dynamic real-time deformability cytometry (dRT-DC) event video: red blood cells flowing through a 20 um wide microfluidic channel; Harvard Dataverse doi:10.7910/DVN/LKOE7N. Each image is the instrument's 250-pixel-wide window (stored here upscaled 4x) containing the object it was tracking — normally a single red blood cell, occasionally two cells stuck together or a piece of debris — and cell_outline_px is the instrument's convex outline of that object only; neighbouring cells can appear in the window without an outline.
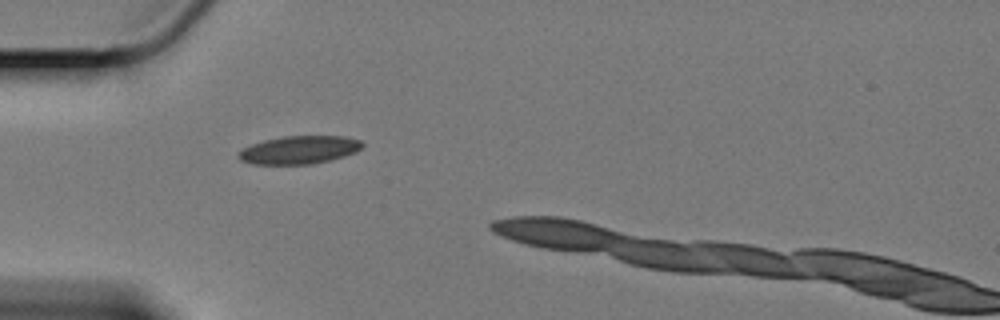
{"species": "Egyptian fruit bat (a non-hibernating species)", "species_latin": "Rousettus aegyptiacus", "temperature_condition": "cold", "stored_images_in_passage": 37, "camera_frame_rate_fps": 3000, "um_per_image_px": 0.085, "animal": {"sex": "female"}, "frame": {"image": 1, "passage_image": 1, "time_ms": 0.0, "image_size_px": [1000, 320], "cell_outline_px": [[364, 144], [356, 152], [344, 156], [312, 164], [252, 164], [240, 160], [236, 156], [236, 152], [252, 144], [264, 140], [284, 136], [344, 136], [360, 140]], "centroid_in_image_um": [25.4, 12.74], "position_along_channel_um": 59.6, "area_um2": 20.23}}
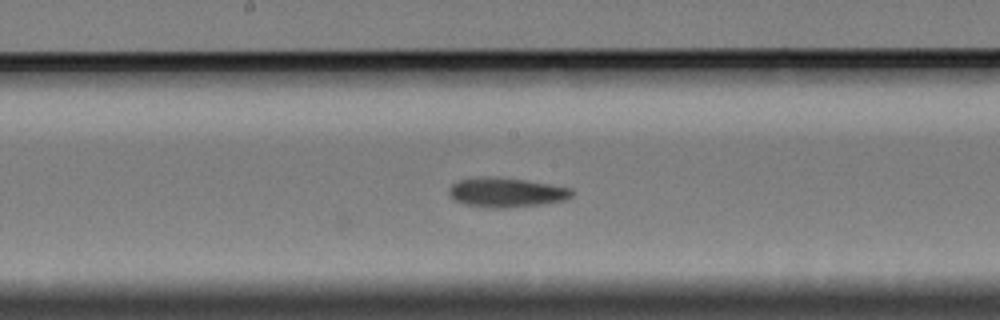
{"frame": {"image": 2, "passage_image": 10, "time_ms": 3.0, "image_size_px": [1000, 320], "cell_outline_px": [[572, 196], [564, 200], [544, 204], [504, 208], [492, 208], [464, 204], [452, 200], [448, 196], [448, 188], [456, 180], [484, 176], [496, 176], [524, 180], [572, 188]], "centroid_in_image_um": [42.96, 16.35], "position_along_channel_um": 205.2, "area_um2": 21.39}}
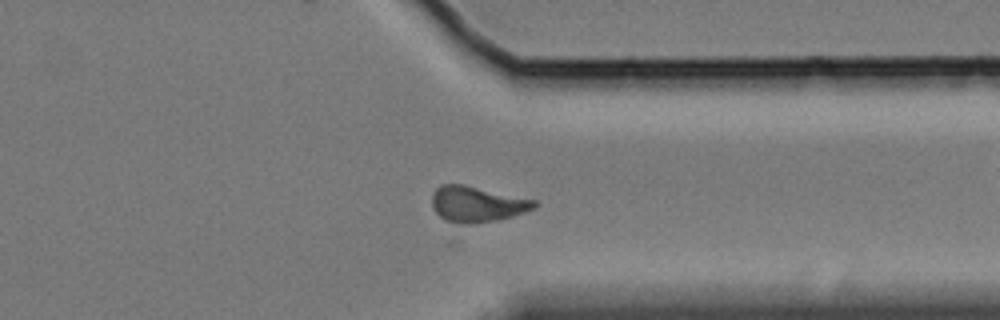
{"frame": {"image": 3, "passage_image": 25, "time_ms": 8.0, "image_size_px": [1000, 320], "cell_outline_px": [[536, 208], [512, 216], [496, 220], [464, 224], [452, 224], [444, 220], [432, 208], [432, 192], [440, 184], [464, 184], [536, 200]], "centroid_in_image_um": [40.5, 17.35], "position_along_channel_um": 370.9, "area_um2": 21.44}}